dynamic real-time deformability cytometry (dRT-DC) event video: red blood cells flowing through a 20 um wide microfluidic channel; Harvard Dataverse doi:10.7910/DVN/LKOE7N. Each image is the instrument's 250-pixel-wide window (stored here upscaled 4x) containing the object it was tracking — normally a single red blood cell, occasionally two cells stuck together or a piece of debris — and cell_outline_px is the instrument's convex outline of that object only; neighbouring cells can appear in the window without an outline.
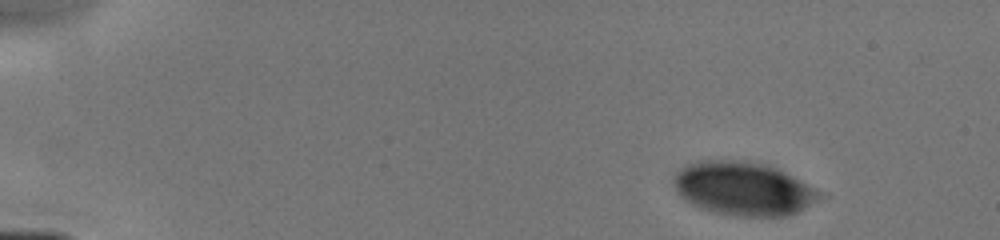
{"species": "human", "species_latin": "Homo sapiens", "temperature_condition": "cold", "stored_images_in_passage": 45, "camera_frame_rate_fps": 3000, "um_per_image_px": 0.085, "donor": {"sex": "male"}, "frame": {"image": 1, "passage_image": 1, "time_ms": 0.0, "image_size_px": [1000, 240], "cell_outline_px": [[828, 196], [788, 216], [740, 216], [712, 212], [700, 208], [684, 200], [680, 196], [672, 184], [672, 180], [676, 172], [680, 168], [688, 164], [700, 160], [748, 160], [768, 164], [816, 188]], "centroid_in_image_um": [63.19, 16.03], "position_along_channel_um": 21.8, "area_um2": 46.01}}
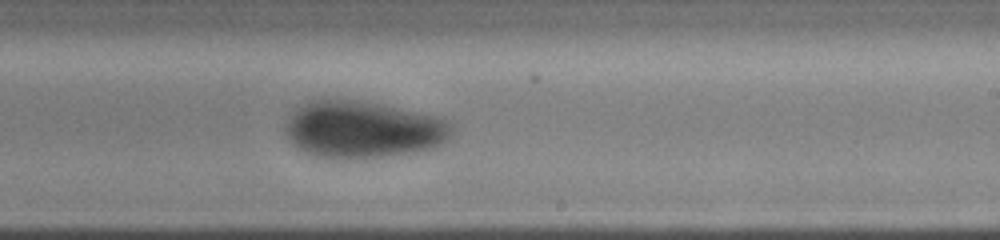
{"frame": {"image": 2, "passage_image": 28, "time_ms": 8.333, "image_size_px": [1000, 240], "cell_outline_px": [[448, 136], [440, 144], [432, 148], [416, 152], [380, 156], [320, 156], [304, 152], [292, 144], [284, 128], [292, 112], [296, 108], [308, 100], [356, 100], [376, 104], [432, 116], [444, 120], [448, 124]], "centroid_in_image_um": [30.75, 10.99], "position_along_channel_um": 258.3, "area_um2": 53.23}}
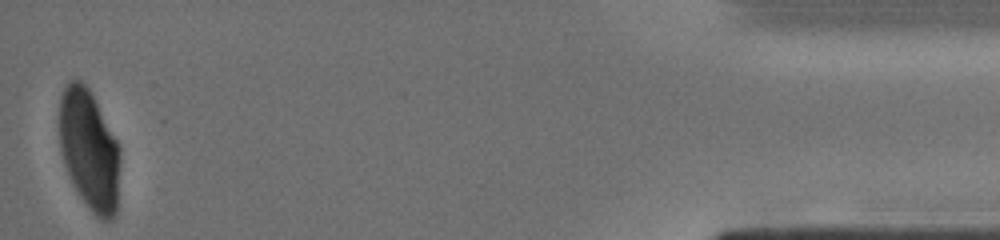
{"frame": {"image": 3, "passage_image": 45, "time_ms": 14.0, "image_size_px": [1000, 240], "cell_outline_px": [[120, 160], [116, 212], [112, 220], [100, 220], [92, 212], [80, 196], [72, 184], [64, 164], [60, 152], [60, 96], [64, 88], [72, 80], [80, 80], [92, 92], [120, 148]], "centroid_in_image_um": [7.59, 12.76], "position_along_channel_um": 427.6, "area_um2": 42.6}}